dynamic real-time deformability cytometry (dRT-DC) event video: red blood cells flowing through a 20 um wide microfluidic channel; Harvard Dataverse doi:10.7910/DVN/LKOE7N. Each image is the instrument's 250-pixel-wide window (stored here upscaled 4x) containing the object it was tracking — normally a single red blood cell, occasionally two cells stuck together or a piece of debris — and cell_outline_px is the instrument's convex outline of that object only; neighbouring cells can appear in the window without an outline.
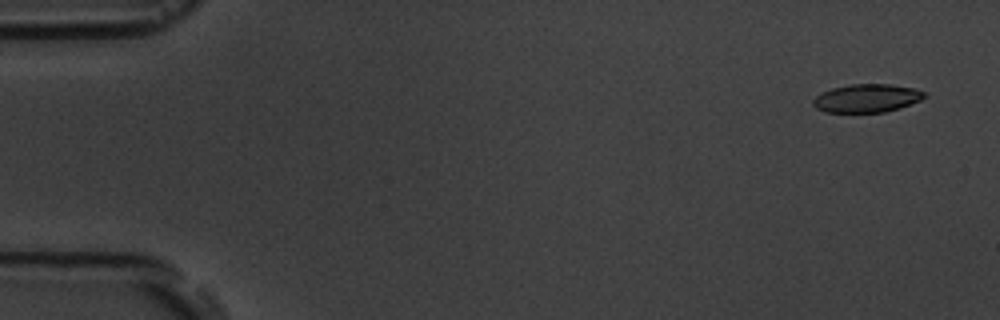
{"species": "common noctule bat (a hibernating species)", "species_latin": "Nyctalus noctula", "temperature_condition": "room temperature", "stored_images_in_passage": 5, "camera_frame_rate_fps": 3000, "um_per_image_px": 0.085, "animal": {"sex": "male", "body_mass_g": 19.5, "forearm_length_mm": 54.6}, "frame": {"image": 1, "passage_image": 1, "time_ms": 0.0, "image_size_px": [1000, 320], "cell_outline_px": [[928, 96], [920, 100], [900, 108], [884, 112], [824, 112], [816, 108], [812, 104], [812, 100], [820, 92], [832, 88], [852, 84], [892, 84], [916, 88], [924, 92]], "centroid_in_image_um": [73.68, 8.34], "position_along_channel_um": 11.3, "area_um2": 18.5}}
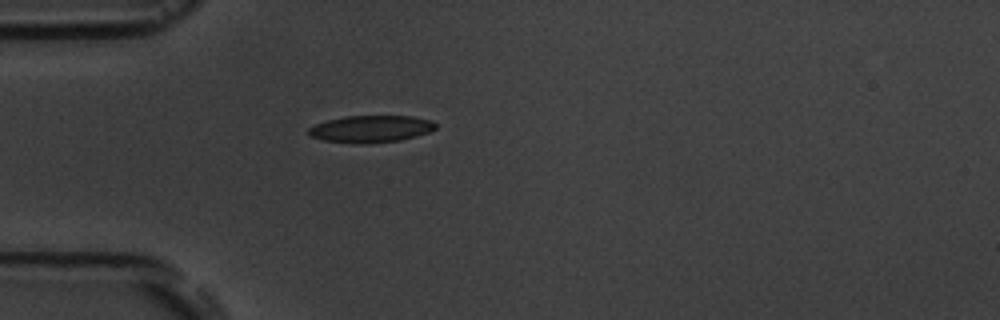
{"frame": {"image": 2, "passage_image": 5, "time_ms": 4.333, "image_size_px": [1000, 320], "cell_outline_px": [[436, 128], [428, 132], [416, 136], [400, 140], [368, 144], [352, 144], [324, 140], [308, 136], [308, 128], [316, 124], [328, 120], [344, 116], [412, 116], [432, 120], [436, 124]], "centroid_in_image_um": [31.51, 10.97], "position_along_channel_um": 53.5, "area_um2": 20.17}}